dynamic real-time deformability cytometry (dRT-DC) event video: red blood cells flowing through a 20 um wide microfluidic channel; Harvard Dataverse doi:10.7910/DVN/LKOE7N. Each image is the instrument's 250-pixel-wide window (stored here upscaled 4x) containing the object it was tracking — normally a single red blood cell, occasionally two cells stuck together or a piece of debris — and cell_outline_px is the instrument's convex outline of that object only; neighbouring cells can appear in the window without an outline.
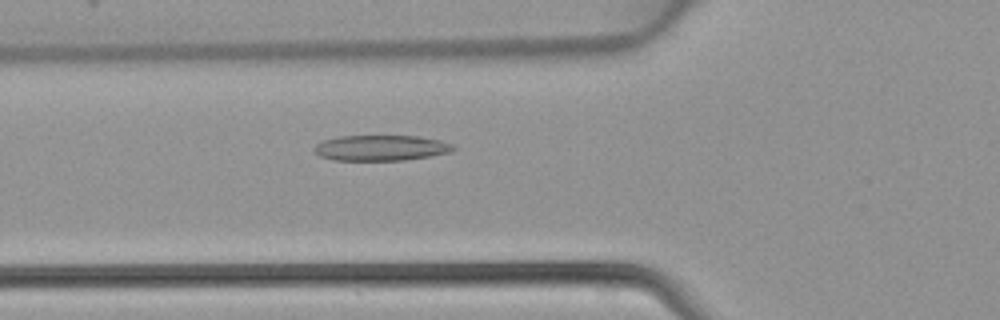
{"species": "common noctule bat (a hibernating species)", "species_latin": "Nyctalus noctula", "temperature_condition": "warm", "stored_images_in_passage": 46, "camera_frame_rate_fps": 3000, "um_per_image_px": 0.085, "animal": {"sex": "female", "body_mass_g": 22.7, "forearm_length_mm": 54.2}, "frame": {"image": 1, "passage_image": 17, "time_ms": 5.333, "image_size_px": [1000, 320], "cell_outline_px": [[456, 148], [452, 152], [432, 156], [404, 160], [332, 160], [320, 156], [312, 148], [316, 144], [324, 140], [340, 136], [420, 136], [440, 140], [452, 144]], "centroid_in_image_um": [32.41, 12.57], "position_along_channel_um": 93.4, "area_um2": 20.81}}
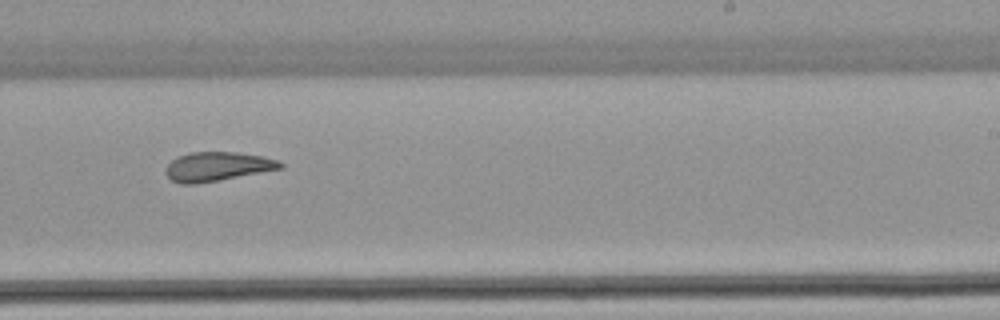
{"frame": {"image": 2, "passage_image": 29, "time_ms": 9.333, "image_size_px": [1000, 320], "cell_outline_px": [[284, 168], [196, 184], [180, 184], [172, 180], [164, 172], [164, 168], [176, 156], [192, 152], [236, 152], [264, 156], [280, 160], [284, 164]], "centroid_in_image_um": [18.48, 14.15], "position_along_channel_um": 270.5, "area_um2": 19.59}}
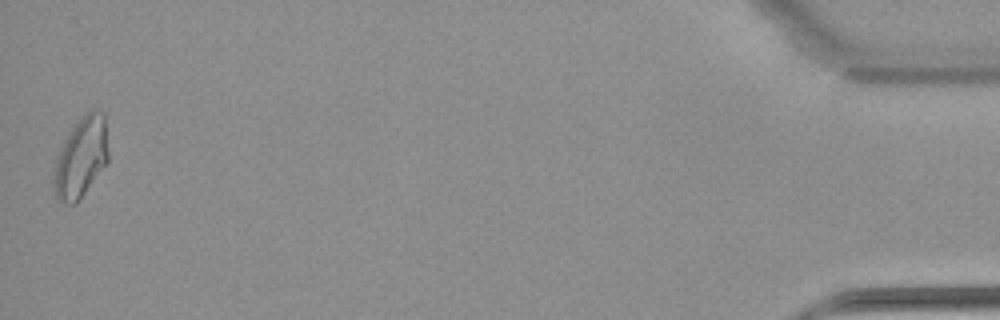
{"frame": {"image": 3, "passage_image": 46, "time_ms": 15.0, "image_size_px": [1000, 320], "cell_outline_px": [[108, 160], [76, 204], [68, 204], [56, 200], [52, 188], [52, 180], [56, 156], [64, 140], [72, 128], [92, 108], [96, 108], [104, 112], [108, 152]], "centroid_in_image_um": [6.85, 13.41], "position_along_channel_um": 428.4, "area_um2": 25.49}}